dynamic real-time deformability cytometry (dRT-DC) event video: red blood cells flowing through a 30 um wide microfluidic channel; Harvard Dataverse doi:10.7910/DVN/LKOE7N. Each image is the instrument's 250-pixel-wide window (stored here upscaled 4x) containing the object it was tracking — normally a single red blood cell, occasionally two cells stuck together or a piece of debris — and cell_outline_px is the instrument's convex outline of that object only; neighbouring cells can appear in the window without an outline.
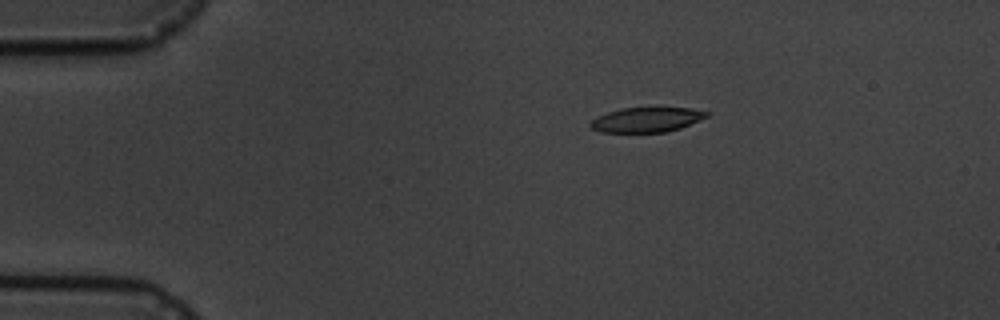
{"species": "common noctule bat (a hibernating species)", "species_latin": "Nyctalus noctula", "temperature_condition": "cold", "stored_images_in_passage": 6, "camera_frame_rate_fps": 3000, "um_per_image_px": 0.085, "animal": {"sex": "male", "body_mass_g": 19.5, "forearm_length_mm": 54.6}, "frame": {"image": 1, "passage_image": 3, "time_ms": 2.333, "image_size_px": [1000, 320], "cell_outline_px": [[708, 116], [700, 120], [680, 128], [664, 132], [600, 132], [592, 128], [588, 124], [592, 120], [608, 112], [620, 108], [692, 108], [708, 112]], "centroid_in_image_um": [54.96, 10.18], "position_along_channel_um": 30.0, "area_um2": 16.59}}
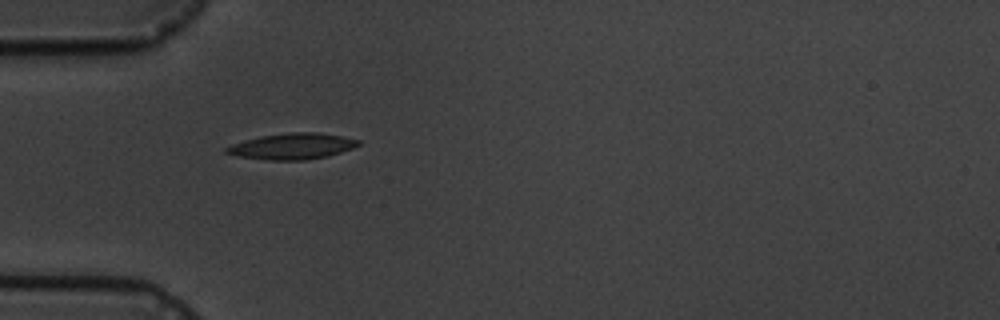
{"frame": {"image": 2, "passage_image": 5, "time_ms": 4.667, "image_size_px": [1000, 320], "cell_outline_px": [[360, 144], [352, 148], [328, 156], [304, 160], [268, 160], [240, 156], [224, 152], [224, 148], [232, 144], [244, 140], [260, 136], [292, 132], [320, 132], [360, 140]], "centroid_in_image_um": [24.83, 12.43], "position_along_channel_um": 60.2, "area_um2": 19.88}}
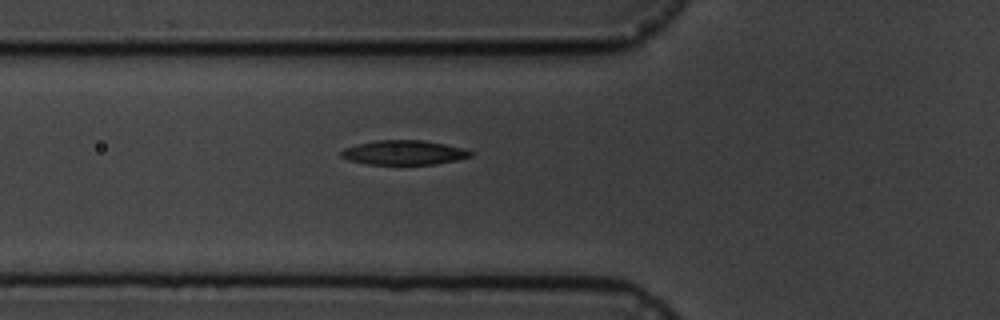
{"frame": {"image": 3, "passage_image": 6, "time_ms": 5.667, "image_size_px": [1000, 320], "cell_outline_px": [[476, 152], [472, 156], [456, 160], [432, 164], [368, 164], [348, 160], [340, 156], [340, 152], [344, 148], [356, 144], [376, 140], [420, 140], [444, 144], [464, 148]], "centroid_in_image_um": [34.33, 12.96], "position_along_channel_um": 91.5, "area_um2": 18.44}}